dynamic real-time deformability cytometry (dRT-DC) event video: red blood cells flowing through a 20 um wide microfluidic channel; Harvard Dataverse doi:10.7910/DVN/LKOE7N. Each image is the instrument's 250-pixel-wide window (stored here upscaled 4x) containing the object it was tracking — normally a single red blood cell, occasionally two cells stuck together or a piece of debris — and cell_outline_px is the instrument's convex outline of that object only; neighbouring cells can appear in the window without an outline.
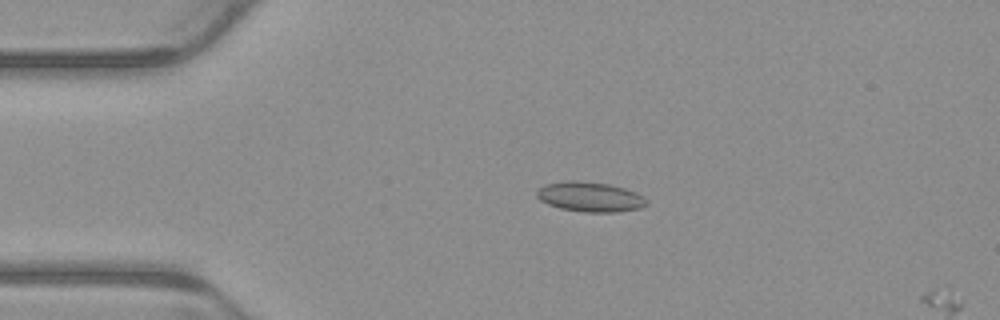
{"species": "common noctule bat (a hibernating species)", "species_latin": "Nyctalus noctula", "temperature_condition": "warm", "stored_images_in_passage": 5, "camera_frame_rate_fps": 3000, "um_per_image_px": 0.085, "animal": {"sex": "male", "body_mass_g": 23.1, "forearm_length_mm": 52.7}, "frame": {"image": 1, "passage_image": 4, "time_ms": 1.0, "image_size_px": [1000, 320], "cell_outline_px": [[648, 204], [640, 208], [616, 212], [584, 212], [560, 208], [548, 204], [540, 200], [536, 196], [536, 192], [544, 184], [568, 180], [576, 180], [608, 184], [624, 188], [636, 192], [644, 196], [648, 200]], "centroid_in_image_um": [50.16, 16.73], "position_along_channel_um": 34.8, "area_um2": 19.19}}